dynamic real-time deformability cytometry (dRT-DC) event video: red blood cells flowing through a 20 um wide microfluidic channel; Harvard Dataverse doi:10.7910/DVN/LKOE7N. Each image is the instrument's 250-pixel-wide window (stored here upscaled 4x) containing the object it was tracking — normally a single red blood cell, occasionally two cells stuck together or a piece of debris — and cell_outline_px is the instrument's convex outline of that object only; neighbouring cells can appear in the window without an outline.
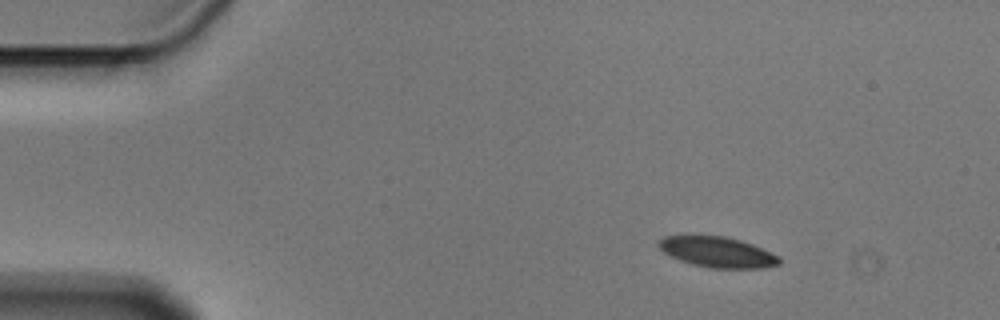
{"species": "Egyptian fruit bat (a non-hibernating species)", "species_latin": "Rousettus aegyptiacus", "temperature_condition": "cold", "stored_images_in_passage": 3, "camera_frame_rate_fps": 3000, "um_per_image_px": 0.085, "animal": {"sex": "male"}, "frame": {"image": 1, "passage_image": 1, "time_ms": 0.0, "image_size_px": [1000, 320], "cell_outline_px": [[780, 264], [764, 268], [712, 268], [692, 264], [680, 260], [664, 252], [660, 248], [660, 240], [664, 236], [724, 236], [740, 240], [752, 244], [780, 256]], "centroid_in_image_um": [61.04, 21.43], "position_along_channel_um": 24.0, "area_um2": 21.15}}